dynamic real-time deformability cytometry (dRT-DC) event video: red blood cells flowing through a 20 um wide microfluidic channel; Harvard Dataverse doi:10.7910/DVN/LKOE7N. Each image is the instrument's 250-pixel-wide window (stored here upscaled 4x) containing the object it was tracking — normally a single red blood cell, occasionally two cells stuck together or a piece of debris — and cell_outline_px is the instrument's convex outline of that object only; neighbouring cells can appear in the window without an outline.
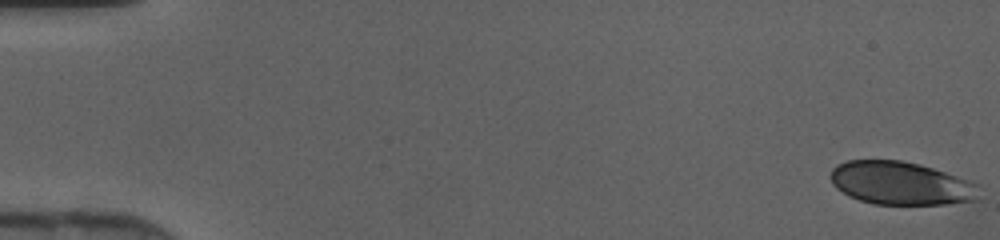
{"species": "human", "species_latin": "Homo sapiens", "temperature_condition": "cold", "stored_images_in_passage": 46, "camera_frame_rate_fps": 3000, "um_per_image_px": 0.085, "donor": {"sex": "female"}, "frame": {"image": 1, "passage_image": 1, "time_ms": 0.0, "image_size_px": [1000, 240], "cell_outline_px": [[980, 184], [976, 200], [948, 204], [872, 204], [848, 196], [836, 188], [832, 184], [832, 168], [836, 164], [848, 160], [900, 160], [920, 164]], "centroid_in_image_um": [76.56, 15.58], "position_along_channel_um": 8.4, "area_um2": 37.34}}
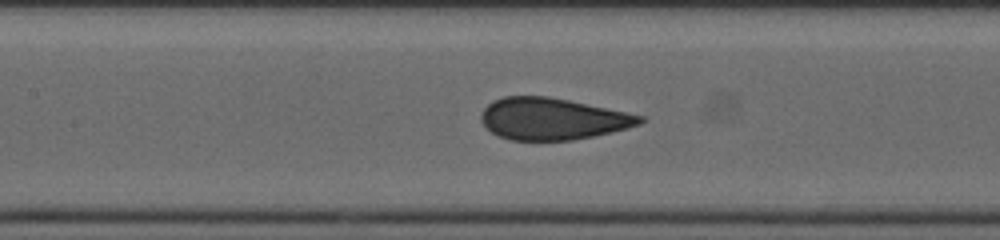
{"frame": {"image": 2, "passage_image": 22, "time_ms": 7.0, "image_size_px": [1000, 240], "cell_outline_px": [[644, 120], [640, 124], [628, 128], [592, 136], [572, 140], [512, 140], [500, 136], [492, 132], [480, 120], [480, 116], [484, 108], [492, 100], [504, 96], [548, 96], [568, 100], [644, 116]], "centroid_in_image_um": [46.93, 10.09], "position_along_channel_um": 160.5, "area_um2": 38.32}}
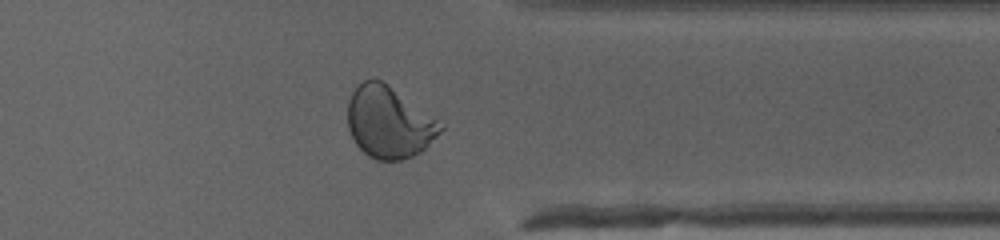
{"frame": {"image": 3, "passage_image": 37, "time_ms": 12.0, "image_size_px": [1000, 240], "cell_outline_px": [[444, 128], [420, 152], [412, 156], [400, 160], [376, 160], [368, 156], [356, 144], [348, 128], [348, 100], [352, 92], [364, 80], [380, 80], [388, 84], [444, 116]], "centroid_in_image_um": [33.18, 10.35], "position_along_channel_um": 378.2, "area_um2": 39.94}}